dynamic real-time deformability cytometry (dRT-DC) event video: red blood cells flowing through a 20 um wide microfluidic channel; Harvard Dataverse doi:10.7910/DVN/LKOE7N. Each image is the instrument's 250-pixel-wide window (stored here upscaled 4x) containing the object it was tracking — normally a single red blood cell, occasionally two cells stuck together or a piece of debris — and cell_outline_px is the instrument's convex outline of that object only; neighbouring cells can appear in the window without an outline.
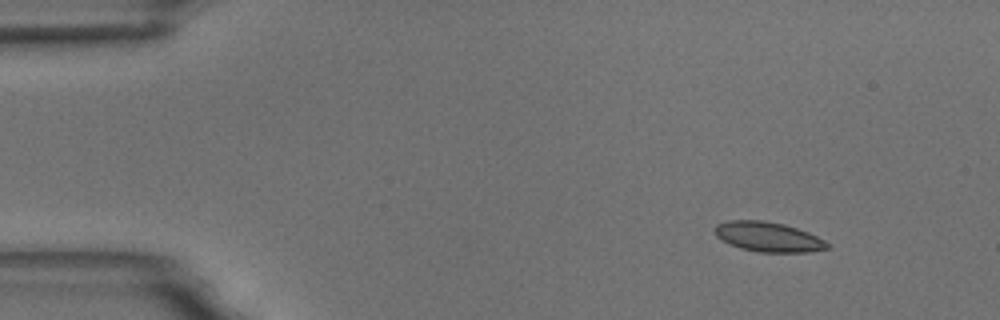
{"species": "common noctule bat (a hibernating species)", "species_latin": "Nyctalus noctula", "temperature_condition": "room temperature", "stored_images_in_passage": 50, "camera_frame_rate_fps": 3000, "um_per_image_px": 0.085, "animal": {"sex": "male", "body_mass_g": 18.8}, "frame": {"image": 1, "passage_image": 1, "time_ms": 0.0, "image_size_px": [1000, 320], "cell_outline_px": [[828, 248], [808, 252], [756, 252], [740, 248], [720, 240], [716, 236], [716, 224], [728, 220], [760, 220], [784, 224], [808, 232], [824, 240], [828, 244]], "centroid_in_image_um": [65.26, 20.13], "position_along_channel_um": 19.7, "area_um2": 19.42}}
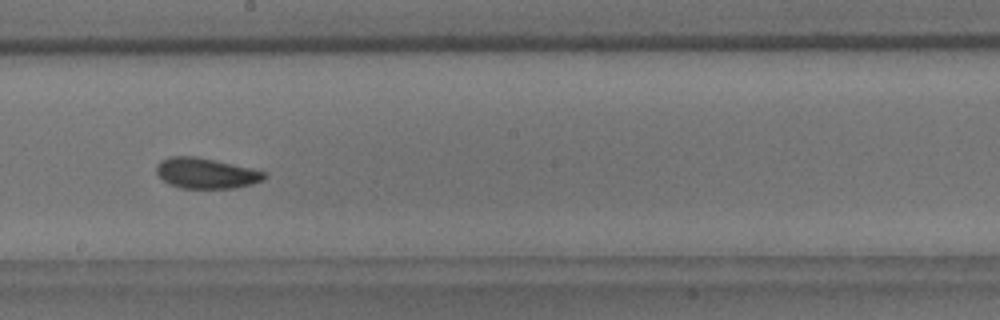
{"frame": {"image": 2, "passage_image": 26, "time_ms": 8.333, "image_size_px": [1000, 320], "cell_outline_px": [[268, 176], [264, 180], [252, 184], [236, 188], [180, 188], [168, 184], [156, 172], [156, 164], [160, 160], [168, 156], [196, 156], [252, 168], [264, 172]], "centroid_in_image_um": [17.5, 14.72], "position_along_channel_um": 230.7, "area_um2": 19.36}}
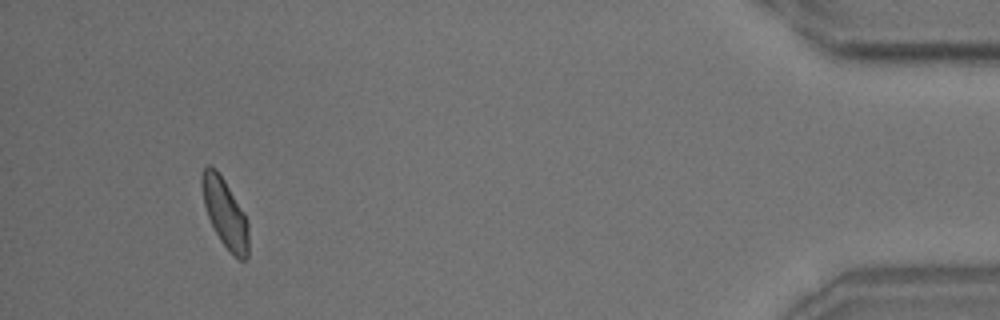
{"frame": {"image": 3, "passage_image": 47, "time_ms": 15.333, "image_size_px": [1000, 320], "cell_outline_px": [[248, 256], [244, 260], [240, 260], [220, 240], [208, 216], [204, 204], [200, 184], [200, 176], [204, 168], [208, 164], [216, 168], [224, 180], [244, 212], [248, 220]], "centroid_in_image_um": [19.11, 18.05], "position_along_channel_um": 416.1, "area_um2": 18.55}, "authors_computed_cell_mechanics": {"area_um2": 19.1318, "velocity_mm_per_s": 3.6168, "shape_relaxation_time_tau1_ms": 10.8684, "shape_relaxation_time_tau2_ms": 2.1008, "deformation_change_tau1": 0.1559, "deformation_change_tau2": 0.0693}}